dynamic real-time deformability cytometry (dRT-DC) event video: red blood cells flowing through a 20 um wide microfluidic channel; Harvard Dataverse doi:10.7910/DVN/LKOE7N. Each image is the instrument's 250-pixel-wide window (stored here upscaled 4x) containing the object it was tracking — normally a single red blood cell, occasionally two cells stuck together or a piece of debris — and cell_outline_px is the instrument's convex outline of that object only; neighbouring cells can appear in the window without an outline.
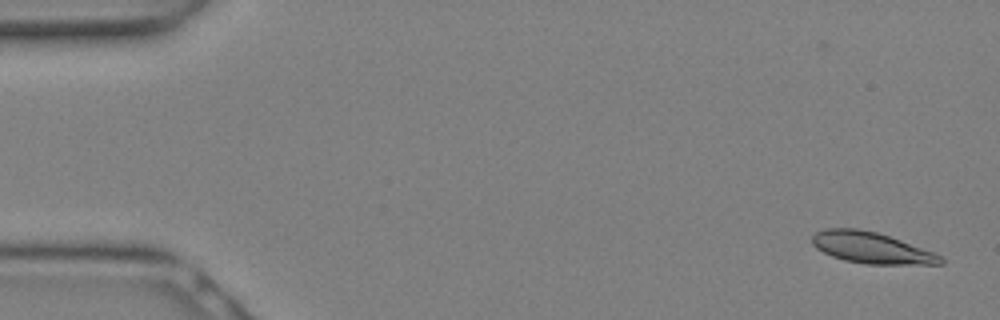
{"species": "Egyptian fruit bat (a non-hibernating species)", "species_latin": "Rousettus aegyptiacus", "temperature_condition": "warm", "stored_images_in_passage": 10, "camera_frame_rate_fps": 3000, "um_per_image_px": 0.085, "animal": {"sex": "female"}, "frame": {"image": 1, "passage_image": 1, "time_ms": 0.0, "image_size_px": [1000, 320], "cell_outline_px": [[944, 264], [864, 264], [844, 260], [832, 256], [816, 248], [812, 244], [812, 236], [816, 232], [824, 228], [856, 228], [876, 232], [900, 240], [932, 252], [940, 256], [944, 260]], "centroid_in_image_um": [74.02, 21.06], "position_along_channel_um": 11.0, "area_um2": 23.12}}